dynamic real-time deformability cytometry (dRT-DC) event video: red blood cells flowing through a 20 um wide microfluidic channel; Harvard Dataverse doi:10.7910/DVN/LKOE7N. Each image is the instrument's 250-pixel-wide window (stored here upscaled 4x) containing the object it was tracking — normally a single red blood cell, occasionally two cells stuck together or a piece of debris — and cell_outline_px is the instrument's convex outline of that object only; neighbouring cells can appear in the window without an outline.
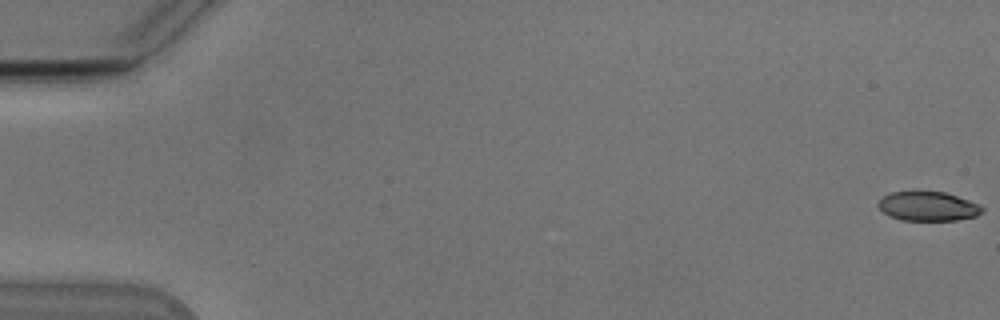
{"species": "Egyptian fruit bat (a non-hibernating species)", "species_latin": "Rousettus aegyptiacus", "temperature_condition": "cold", "stored_images_in_passage": 13, "camera_frame_rate_fps": 3000, "um_per_image_px": 0.085, "animal": {"sex": "male"}, "frame": {"image": 1, "passage_image": 1, "time_ms": 0.0, "image_size_px": [1000, 320], "cell_outline_px": [[984, 212], [976, 216], [956, 220], [900, 220], [888, 216], [876, 204], [884, 196], [892, 192], [912, 188], [944, 192], [968, 200], [984, 208]], "centroid_in_image_um": [78.83, 17.49], "position_along_channel_um": 6.2, "area_um2": 18.26}}